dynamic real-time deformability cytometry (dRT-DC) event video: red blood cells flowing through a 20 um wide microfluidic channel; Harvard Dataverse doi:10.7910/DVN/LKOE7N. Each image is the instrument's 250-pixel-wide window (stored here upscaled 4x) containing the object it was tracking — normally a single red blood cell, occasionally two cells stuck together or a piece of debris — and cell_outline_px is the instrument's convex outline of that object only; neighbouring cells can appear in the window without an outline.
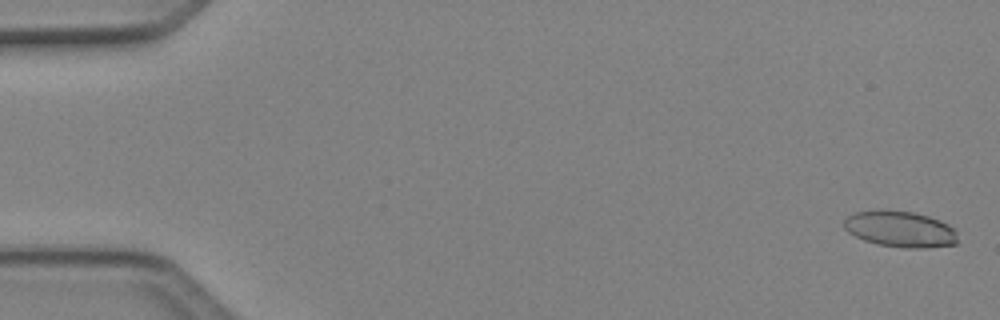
{"species": "Egyptian fruit bat (a non-hibernating species)", "species_latin": "Rousettus aegyptiacus", "temperature_condition": "cold", "stored_images_in_passage": 3, "camera_frame_rate_fps": 3000, "um_per_image_px": 0.085, "animal": {"sex": "female"}, "frame": {"image": 1, "passage_image": 1, "time_ms": 0.0, "image_size_px": [1000, 320], "cell_outline_px": [[956, 244], [916, 248], [908, 248], [880, 244], [864, 240], [848, 232], [844, 228], [844, 220], [848, 216], [856, 212], [912, 212], [928, 216], [940, 220], [948, 224], [956, 232]], "centroid_in_image_um": [76.53, 19.49], "position_along_channel_um": 8.5, "area_um2": 23.0}}